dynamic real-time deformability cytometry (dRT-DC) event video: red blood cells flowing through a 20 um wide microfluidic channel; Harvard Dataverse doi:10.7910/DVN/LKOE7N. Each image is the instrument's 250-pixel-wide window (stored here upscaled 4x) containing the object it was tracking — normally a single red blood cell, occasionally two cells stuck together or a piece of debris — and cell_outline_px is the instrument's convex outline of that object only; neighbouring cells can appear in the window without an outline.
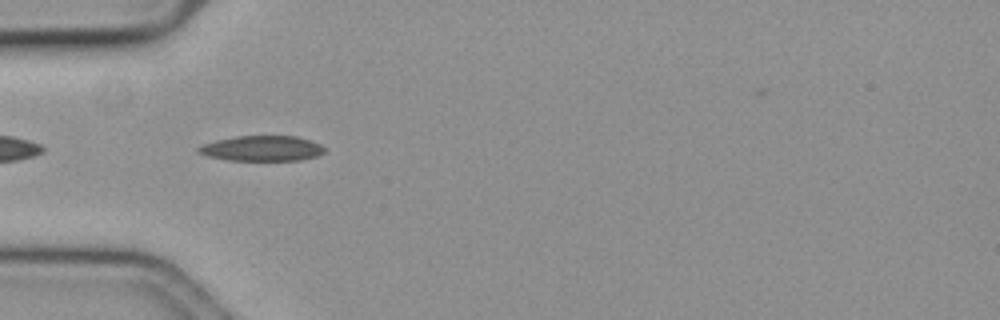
{"species": "common noctule bat (a hibernating species)", "species_latin": "Nyctalus noctula", "temperature_condition": "cold", "stored_images_in_passage": 42, "camera_frame_rate_fps": 3000, "um_per_image_px": 0.085, "animal": {"sex": "female", "body_mass_g": 19.3, "forearm_length_mm": 54.1}, "frame": {"image": 1, "passage_image": 2, "time_ms": 0.333, "image_size_px": [1000, 320], "cell_outline_px": [[324, 152], [316, 156], [300, 160], [228, 160], [208, 156], [196, 152], [196, 148], [204, 144], [216, 140], [236, 136], [296, 136], [320, 144], [324, 148]], "centroid_in_image_um": [22.23, 12.61], "position_along_channel_um": 62.8, "area_um2": 18.44}}
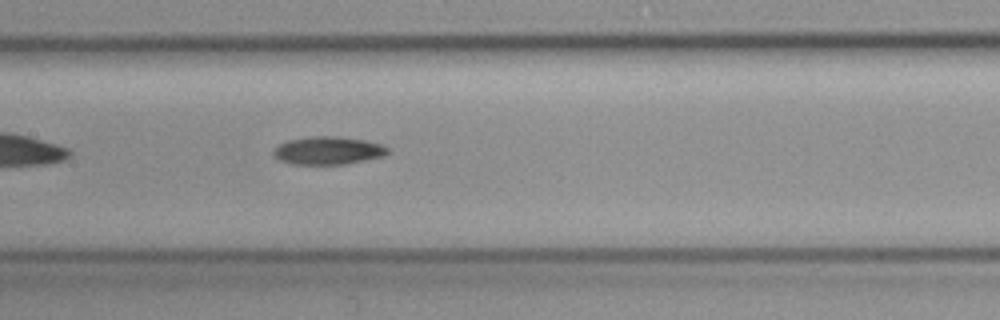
{"frame": {"image": 2, "passage_image": 12, "time_ms": 3.667, "image_size_px": [1000, 320], "cell_outline_px": [[388, 152], [384, 156], [344, 164], [292, 164], [280, 160], [272, 156], [272, 152], [280, 144], [288, 140], [312, 136], [340, 136], [364, 140], [384, 144], [388, 148]], "centroid_in_image_um": [27.89, 12.79], "position_along_channel_um": 179.5, "area_um2": 18.61}}
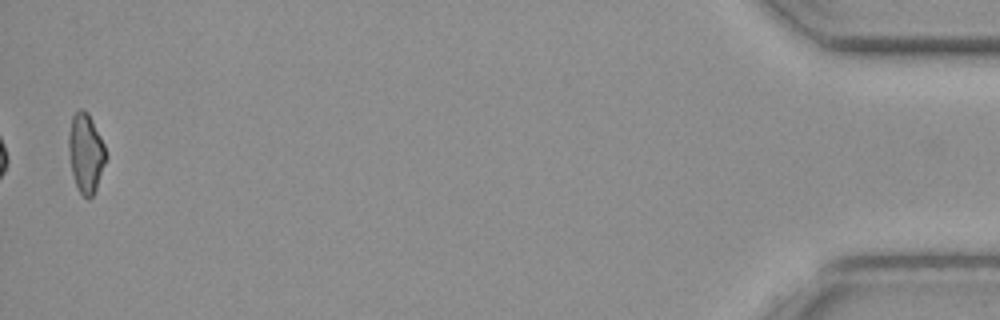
{"frame": {"image": 3, "passage_image": 41, "time_ms": 13.333, "image_size_px": [1000, 320], "cell_outline_px": [[108, 156], [96, 188], [92, 196], [88, 200], [80, 192], [76, 184], [72, 172], [68, 152], [68, 132], [72, 116], [80, 108], [88, 112], [104, 144]], "centroid_in_image_um": [7.29, 12.99], "position_along_channel_um": 427.9, "area_um2": 17.22}, "authors_computed_cell_mechanics": {"area_um2": 17.6868, "velocity_mm_per_s": 3.5732, "shape_relaxation_time_tau1_ms": 3.085, "shape_relaxation_time_tau2_ms": null, "deformation_change_tau1": 0.084, "deformation_change_tau2": null}}